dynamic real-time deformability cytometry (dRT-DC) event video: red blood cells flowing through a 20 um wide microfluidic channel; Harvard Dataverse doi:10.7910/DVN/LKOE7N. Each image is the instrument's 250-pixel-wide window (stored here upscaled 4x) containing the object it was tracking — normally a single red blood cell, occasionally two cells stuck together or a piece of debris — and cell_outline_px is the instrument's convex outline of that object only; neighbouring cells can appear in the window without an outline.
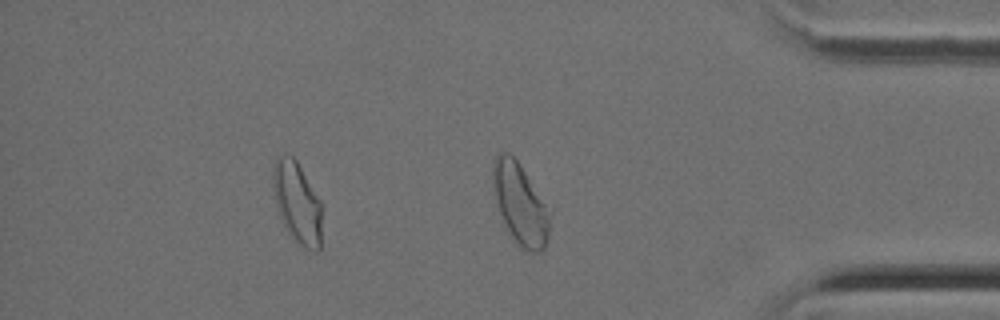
{"species": "Egyptian fruit bat (a non-hibernating species)", "species_latin": "Rousettus aegyptiacus", "temperature_condition": "cold", "stored_images_in_passage": 28, "segment_of_instrument_passage": [2, 2], "camera_frame_rate_fps": 3000, "um_per_image_px": 0.085, "animal": {"sex": "female"}, "frame": {"image": 1, "passage_image": 28, "time_ms": 9.0, "image_size_px": [1000, 320], "cell_outline_px": [[552, 212], [548, 240], [544, 248], [540, 252], [528, 252], [520, 248], [516, 244], [500, 212], [496, 200], [492, 184], [492, 164], [496, 156], [500, 152], [508, 152], [516, 160]], "centroid_in_image_um": [44.24, 17.37], "position_along_channel_um": 391.0, "area_um2": 26.82}}